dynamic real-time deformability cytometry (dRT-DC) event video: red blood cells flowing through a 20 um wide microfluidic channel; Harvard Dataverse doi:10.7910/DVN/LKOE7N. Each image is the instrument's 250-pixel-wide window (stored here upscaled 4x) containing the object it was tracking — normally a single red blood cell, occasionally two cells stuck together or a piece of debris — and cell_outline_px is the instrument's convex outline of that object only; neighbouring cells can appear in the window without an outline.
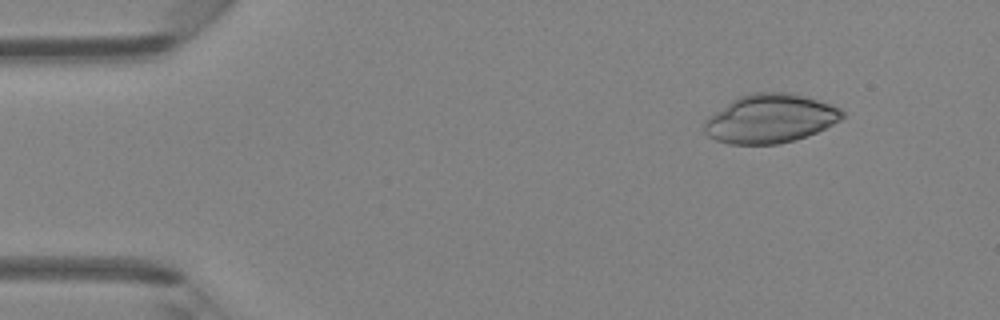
{"species": "Egyptian fruit bat (a non-hibernating species)", "species_latin": "Rousettus aegyptiacus", "temperature_condition": "room temperature", "stored_images_in_passage": 6, "camera_frame_rate_fps": 3000, "um_per_image_px": 0.085, "animal": {"sex": "female"}, "frame": {"image": 1, "passage_image": 2, "time_ms": 1.333, "image_size_px": [1000, 320], "cell_outline_px": [[844, 116], [840, 120], [808, 136], [776, 144], [728, 144], [716, 140], [708, 136], [704, 132], [704, 120], [732, 100], [740, 96], [752, 92], [792, 92], [832, 104], [840, 108], [844, 112]], "centroid_in_image_um": [65.47, 10.07], "position_along_channel_um": 19.5, "area_um2": 39.19}}